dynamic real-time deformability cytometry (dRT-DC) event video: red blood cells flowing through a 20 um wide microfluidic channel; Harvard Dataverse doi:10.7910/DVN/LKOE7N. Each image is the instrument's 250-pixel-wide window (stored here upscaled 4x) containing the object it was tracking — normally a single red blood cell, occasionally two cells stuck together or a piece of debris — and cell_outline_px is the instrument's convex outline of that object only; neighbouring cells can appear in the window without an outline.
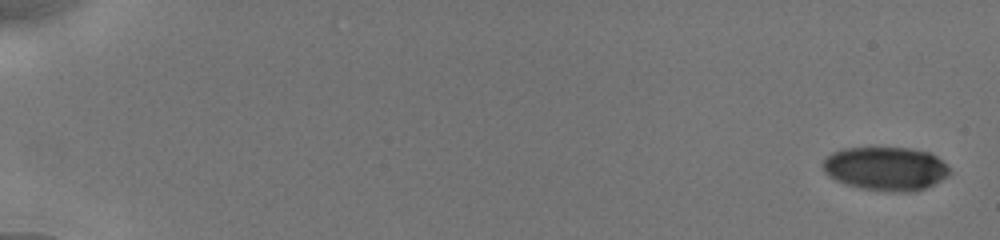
{"species": "human", "species_latin": "Homo sapiens", "temperature_condition": "cold", "stored_images_in_passage": 17, "camera_frame_rate_fps": 3000, "um_per_image_px": 0.085, "donor": {"sex": "male"}, "frame": {"image": 1, "passage_image": 1, "time_ms": 0.0, "image_size_px": [1000, 240], "cell_outline_px": [[952, 172], [948, 176], [924, 188], [912, 192], [892, 192], [860, 188], [836, 180], [828, 176], [824, 172], [824, 160], [832, 152], [844, 148], [912, 148], [928, 152], [936, 156]], "centroid_in_image_um": [75.28, 14.33], "position_along_channel_um": 9.7, "area_um2": 32.02}}
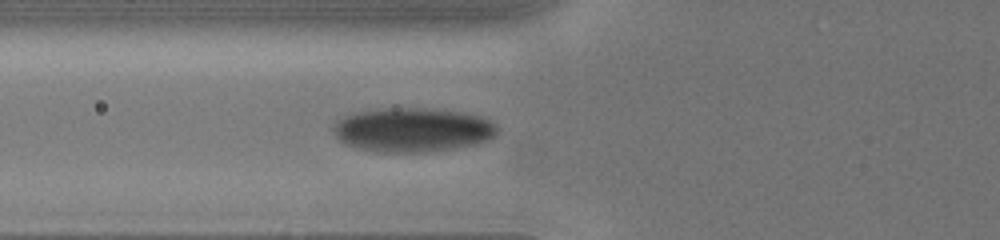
{"frame": {"image": 2, "passage_image": 12, "time_ms": 7.0, "image_size_px": [1000, 240], "cell_outline_px": [[496, 136], [488, 140], [476, 144], [456, 148], [416, 152], [376, 152], [356, 148], [340, 140], [336, 136], [332, 128], [332, 124], [336, 120], [356, 112], [396, 108], [412, 108], [460, 112], [480, 116], [496, 124]], "centroid_in_image_um": [35.05, 11.05], "position_along_channel_um": 90.7, "area_um2": 41.73}}
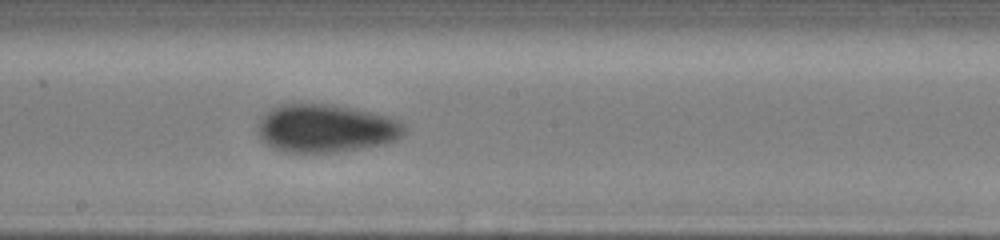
{"frame": {"image": 3, "passage_image": 17, "time_ms": 10.333, "image_size_px": [1000, 240], "cell_outline_px": [[404, 132], [396, 140], [384, 144], [360, 148], [332, 152], [288, 152], [264, 144], [256, 128], [260, 120], [272, 108], [280, 104], [324, 104], [348, 108], [388, 116], [404, 124]], "centroid_in_image_um": [27.67, 10.92], "position_along_channel_um": 220.5, "area_um2": 40.4}}